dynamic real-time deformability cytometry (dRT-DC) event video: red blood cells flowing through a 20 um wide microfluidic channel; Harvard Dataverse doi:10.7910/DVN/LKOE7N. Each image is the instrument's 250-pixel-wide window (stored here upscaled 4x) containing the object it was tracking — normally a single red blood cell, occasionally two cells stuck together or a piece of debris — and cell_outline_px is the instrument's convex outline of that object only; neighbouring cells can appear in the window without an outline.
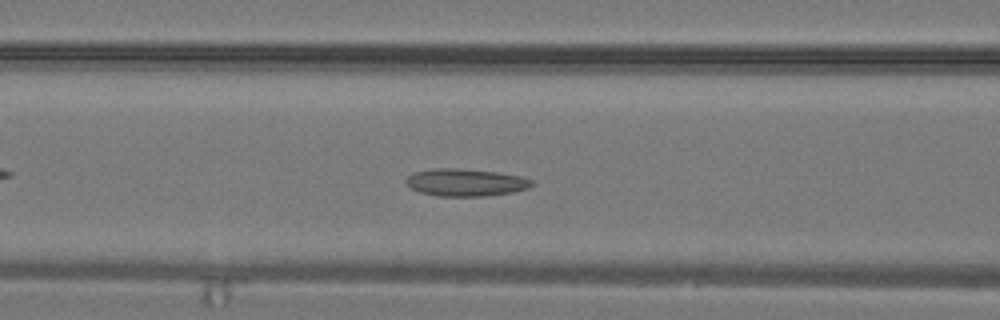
{"species": "common noctule bat (a hibernating species)", "species_latin": "Nyctalus noctula", "temperature_condition": "warm", "stored_images_in_passage": 29, "camera_frame_rate_fps": 3000, "um_per_image_px": 0.085, "animal": {"sex": "male", "body_mass_g": 19.2, "forearm_length_mm": 51.8}, "frame": {"image": 1, "passage_image": 10, "time_ms": 3.0, "image_size_px": [1000, 320], "cell_outline_px": [[536, 184], [528, 188], [512, 192], [484, 196], [436, 196], [420, 192], [404, 184], [404, 180], [412, 172], [432, 168], [456, 168], [496, 172], [520, 176], [532, 180]], "centroid_in_image_um": [39.54, 15.5], "position_along_channel_um": 127.1, "area_um2": 20.23}}
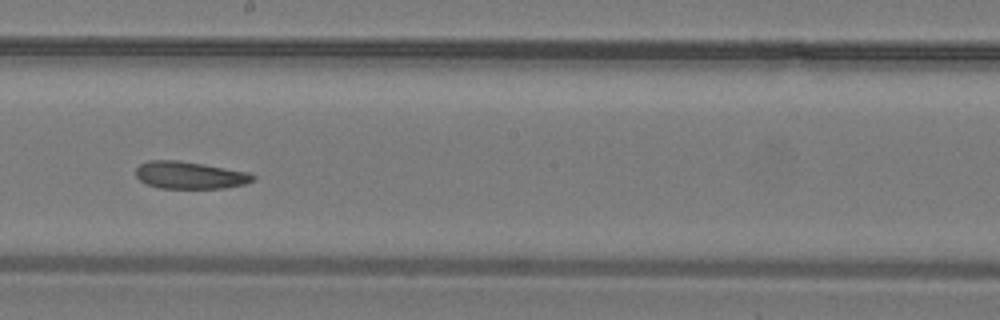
{"frame": {"image": 2, "passage_image": 15, "time_ms": 4.667, "image_size_px": [1000, 320], "cell_outline_px": [[256, 176], [252, 180], [244, 184], [224, 188], [160, 188], [144, 184], [136, 176], [136, 168], [140, 164], [148, 160], [180, 160], [204, 164], [248, 172]], "centroid_in_image_um": [16.09, 14.88], "position_along_channel_um": 232.1, "area_um2": 18.67}}
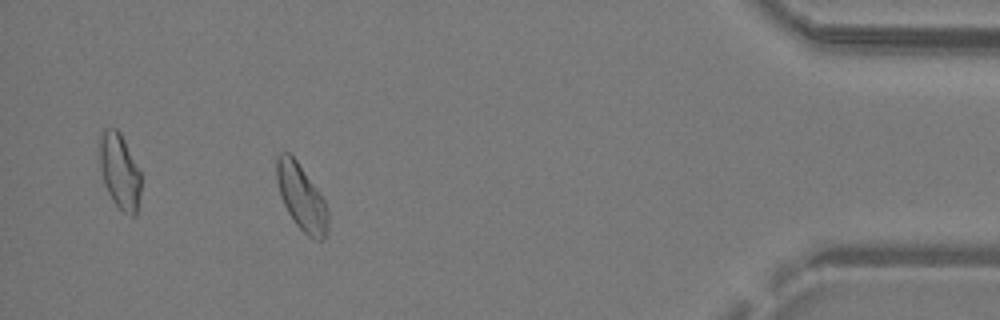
{"frame": {"image": 3, "passage_image": 26, "time_ms": 8.333, "image_size_px": [1000, 320], "cell_outline_px": [[328, 232], [324, 240], [316, 240], [308, 236], [296, 224], [288, 212], [280, 196], [276, 180], [276, 156], [280, 152], [288, 152], [296, 160], [316, 188], [324, 200], [328, 208]], "centroid_in_image_um": [25.62, 16.79], "position_along_channel_um": 409.6, "area_um2": 19.71}}